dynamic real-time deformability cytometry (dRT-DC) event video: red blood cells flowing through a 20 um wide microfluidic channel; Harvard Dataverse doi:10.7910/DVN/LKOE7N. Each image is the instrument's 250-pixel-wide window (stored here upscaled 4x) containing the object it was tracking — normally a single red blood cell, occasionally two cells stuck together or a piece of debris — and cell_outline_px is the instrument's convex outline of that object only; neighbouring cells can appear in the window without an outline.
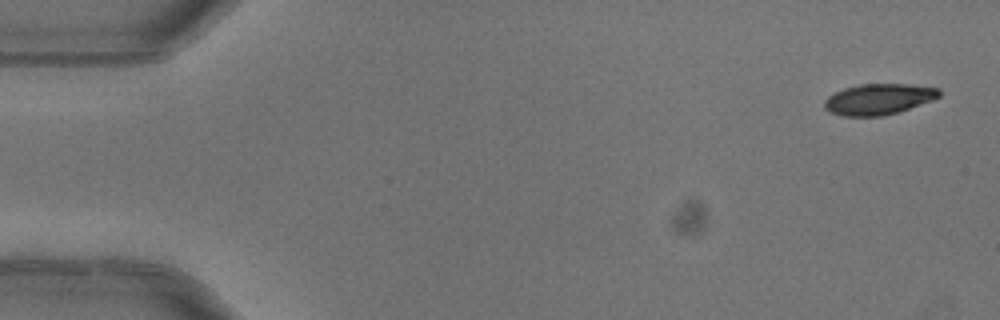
{"species": "common noctule bat (a hibernating species)", "species_latin": "Nyctalus noctula", "temperature_condition": "warm", "stored_images_in_passage": 6, "camera_frame_rate_fps": 3000, "um_per_image_px": 0.085, "animal": {"sex": "female"}, "frame": {"image": 1, "passage_image": 1, "time_ms": 0.0, "image_size_px": [1000, 320], "cell_outline_px": [[940, 96], [932, 100], [884, 116], [844, 116], [832, 112], [824, 108], [824, 100], [828, 96], [844, 88], [860, 84], [908, 84], [940, 88]], "centroid_in_image_um": [74.67, 8.42], "position_along_channel_um": 10.3, "area_um2": 20.46}}
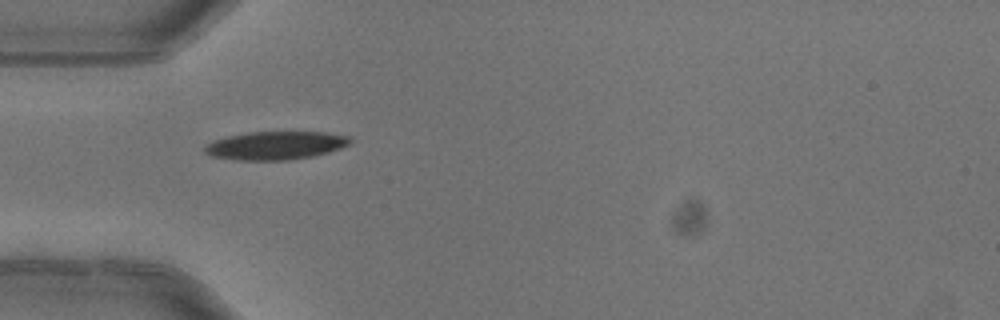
{"frame": {"image": 2, "passage_image": 5, "time_ms": 1.333, "image_size_px": [1000, 320], "cell_outline_px": [[352, 140], [348, 144], [340, 148], [328, 152], [312, 156], [288, 160], [240, 160], [212, 156], [204, 152], [204, 144], [212, 140], [228, 136], [248, 132], [324, 132], [348, 136]], "centroid_in_image_um": [23.38, 12.36], "position_along_channel_um": 61.6, "area_um2": 23.87}}